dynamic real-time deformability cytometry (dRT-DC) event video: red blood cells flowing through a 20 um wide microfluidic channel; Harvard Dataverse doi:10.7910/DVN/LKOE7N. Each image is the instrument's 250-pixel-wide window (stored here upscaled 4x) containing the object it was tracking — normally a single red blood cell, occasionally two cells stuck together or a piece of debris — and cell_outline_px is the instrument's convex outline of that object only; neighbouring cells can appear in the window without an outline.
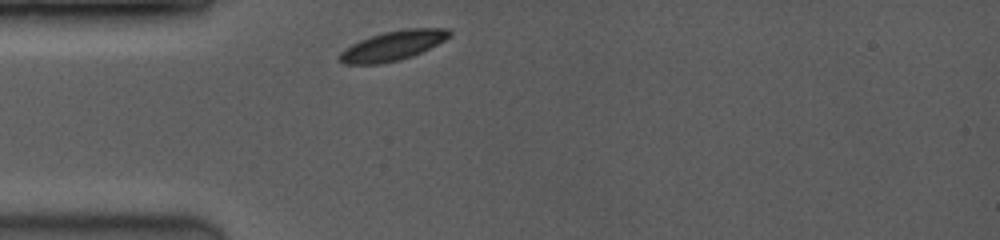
{"species": "common noctule bat (a hibernating species)", "species_latin": "Nyctalus noctula", "temperature_condition": "room temperature", "stored_images_in_passage": 20, "camera_frame_rate_fps": 3500, "um_per_image_px": 0.085, "animal": {"sex": "female", "body_mass_g": 19.0, "forearm_length_mm": 53.3}, "frame": {"image": 1, "passage_image": 1, "time_ms": 0.0, "image_size_px": [1000, 240], "cell_outline_px": [[452, 36], [412, 56], [396, 60], [376, 64], [344, 64], [340, 60], [340, 52], [344, 48], [360, 40], [384, 32], [404, 28], [448, 28], [452, 32]], "centroid_in_image_um": [33.4, 3.86], "position_along_channel_um": 51.6, "area_um2": 18.67}}
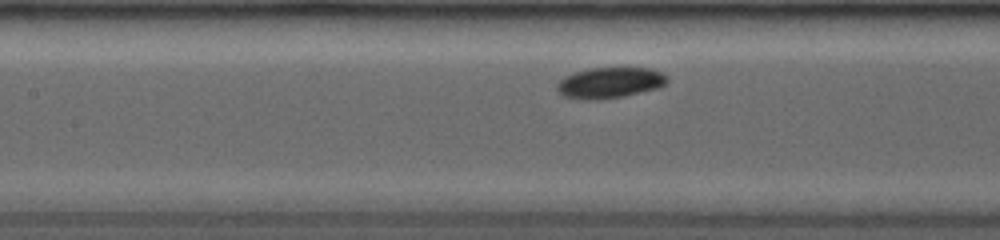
{"frame": {"image": 2, "passage_image": 7, "time_ms": 2.857, "image_size_px": [1000, 240], "cell_outline_px": [[668, 80], [664, 84], [656, 88], [620, 96], [600, 100], [580, 100], [564, 96], [556, 88], [556, 84], [564, 76], [572, 72], [592, 68], [648, 68], [660, 72], [668, 76]], "centroid_in_image_um": [51.77, 7.03], "position_along_channel_um": 155.6, "area_um2": 19.65}}
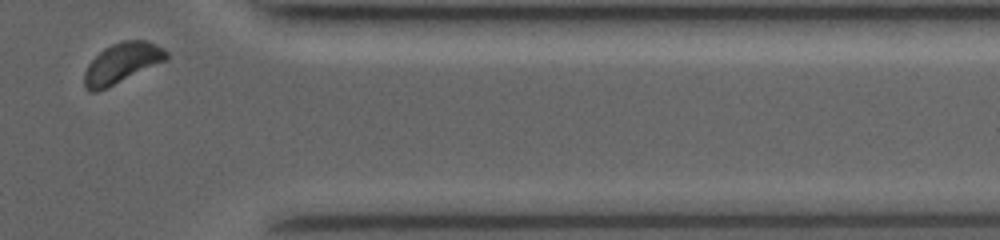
{"frame": {"image": 3, "passage_image": 20, "time_ms": 9.143, "image_size_px": [1000, 240], "cell_outline_px": [[168, 60], [108, 88], [96, 92], [88, 92], [84, 84], [84, 72], [88, 64], [104, 48], [120, 40], [148, 40], [164, 48], [168, 52]], "centroid_in_image_um": [10.39, 5.37], "position_along_channel_um": 401.0, "area_um2": 19.59}, "authors_computed_cell_mechanics": {"area_um2": 19.652, "velocity_mm_per_s": 3.9477, "shape_relaxation_time_tau1_ms": 5.5161, "shape_relaxation_time_tau2_ms": null, "deformation_change_tau1": 0.1395, "deformation_change_tau2": null}}